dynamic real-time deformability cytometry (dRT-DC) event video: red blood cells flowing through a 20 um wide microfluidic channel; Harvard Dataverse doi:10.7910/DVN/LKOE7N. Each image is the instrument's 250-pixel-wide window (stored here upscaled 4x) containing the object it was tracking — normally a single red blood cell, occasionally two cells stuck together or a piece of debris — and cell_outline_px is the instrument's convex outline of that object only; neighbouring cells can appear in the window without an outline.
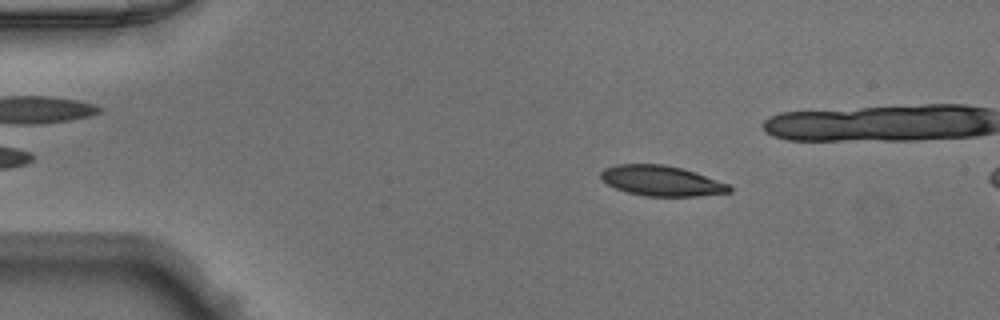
{"species": "Egyptian fruit bat (a non-hibernating species)", "species_latin": "Rousettus aegyptiacus", "temperature_condition": "warm", "stored_images_in_passage": 11, "camera_frame_rate_fps": 3000, "um_per_image_px": 0.085, "animal": {"sex": "male"}, "frame": {"image": 1, "passage_image": 5, "time_ms": 1.333, "image_size_px": [1000, 320], "cell_outline_px": [[732, 192], [696, 196], [644, 196], [628, 192], [616, 188], [608, 184], [600, 176], [600, 172], [604, 168], [616, 164], [664, 164], [680, 168], [728, 184], [732, 188]], "centroid_in_image_um": [56.19, 15.37], "position_along_channel_um": 28.8, "area_um2": 22.37}}